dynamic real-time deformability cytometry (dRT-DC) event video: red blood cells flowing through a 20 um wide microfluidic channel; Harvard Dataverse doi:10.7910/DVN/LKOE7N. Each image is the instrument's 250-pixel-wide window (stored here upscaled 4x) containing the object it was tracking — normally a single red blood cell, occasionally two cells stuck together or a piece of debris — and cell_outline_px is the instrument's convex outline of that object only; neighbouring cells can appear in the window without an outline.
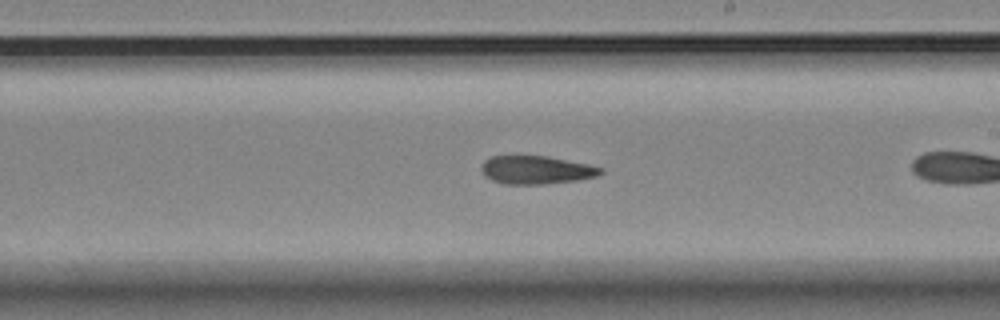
{"species": "Egyptian fruit bat (a non-hibernating species)", "species_latin": "Rousettus aegyptiacus", "temperature_condition": "room temperature", "stored_images_in_passage": 29, "camera_frame_rate_fps": 3000, "um_per_image_px": 0.085, "animal": {"sex": "female"}, "frame": {"image": 1, "passage_image": 17, "time_ms": 5.333, "image_size_px": [1000, 320], "cell_outline_px": [[604, 172], [596, 176], [576, 180], [544, 184], [504, 184], [492, 180], [484, 176], [480, 168], [484, 160], [492, 156], [548, 156], [588, 164], [604, 168]], "centroid_in_image_um": [45.57, 14.44], "position_along_channel_um": 243.4, "area_um2": 19.65}}